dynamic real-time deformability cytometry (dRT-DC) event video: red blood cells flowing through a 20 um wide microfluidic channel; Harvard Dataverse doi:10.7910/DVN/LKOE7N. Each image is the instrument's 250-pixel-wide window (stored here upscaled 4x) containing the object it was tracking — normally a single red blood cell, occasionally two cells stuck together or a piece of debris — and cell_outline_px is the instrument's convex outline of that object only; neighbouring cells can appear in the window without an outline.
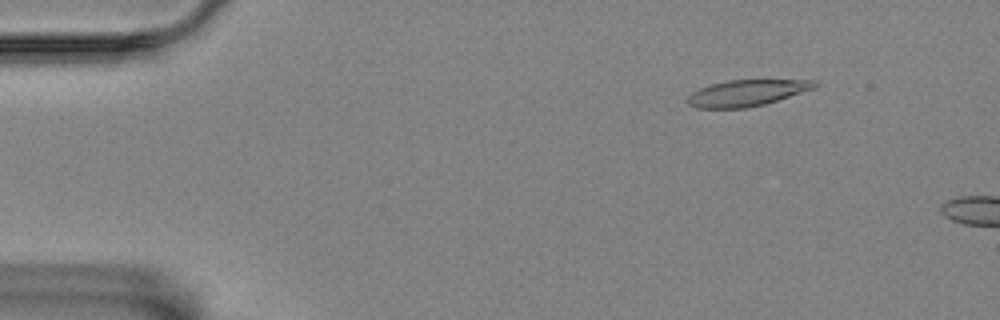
{"species": "Egyptian fruit bat (a non-hibernating species)", "species_latin": "Rousettus aegyptiacus", "temperature_condition": "room temperature", "stored_images_in_passage": 54, "camera_frame_rate_fps": 3000, "um_per_image_px": 0.085, "animal": {"sex": "female"}, "frame": {"image": 1, "passage_image": 7, "time_ms": 2.0, "image_size_px": [1000, 320], "cell_outline_px": [[820, 84], [816, 88], [764, 104], [744, 108], [696, 108], [688, 104], [688, 96], [692, 92], [700, 88], [712, 84], [728, 80], [816, 80]], "centroid_in_image_um": [63.51, 7.89], "position_along_channel_um": 21.5, "area_um2": 19.36}}
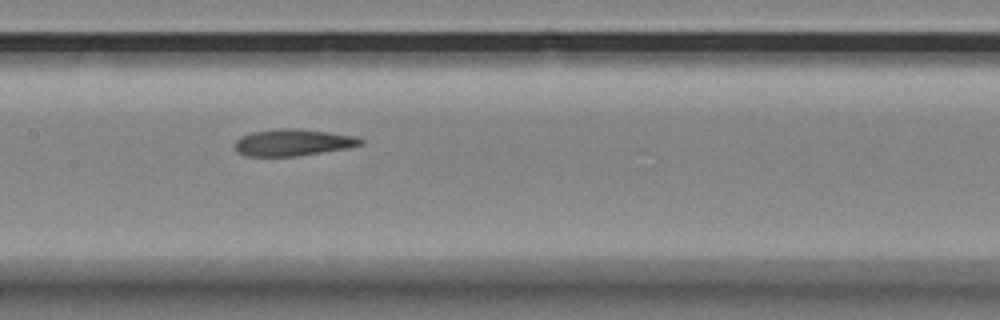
{"frame": {"image": 2, "passage_image": 28, "time_ms": 9.0, "image_size_px": [1000, 320], "cell_outline_px": [[364, 144], [348, 148], [296, 156], [244, 156], [236, 152], [236, 140], [240, 136], [252, 132], [276, 128], [300, 128], [356, 136], [364, 140]], "centroid_in_image_um": [24.9, 12.1], "position_along_channel_um": 182.5, "area_um2": 19.77}}
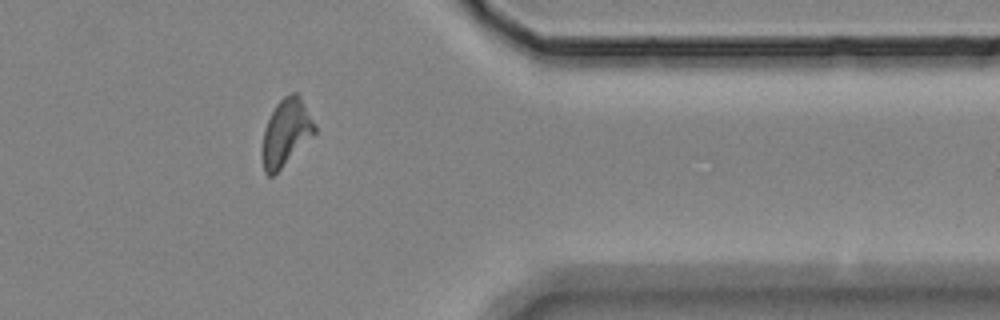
{"frame": {"image": 3, "passage_image": 47, "time_ms": 15.333, "image_size_px": [1000, 320], "cell_outline_px": [[316, 132], [272, 176], [268, 176], [264, 172], [260, 152], [264, 128], [276, 104], [284, 96], [292, 92], [296, 92], [300, 96], [316, 124]], "centroid_in_image_um": [24.28, 11.25], "position_along_channel_um": 387.1, "area_um2": 20.35}}